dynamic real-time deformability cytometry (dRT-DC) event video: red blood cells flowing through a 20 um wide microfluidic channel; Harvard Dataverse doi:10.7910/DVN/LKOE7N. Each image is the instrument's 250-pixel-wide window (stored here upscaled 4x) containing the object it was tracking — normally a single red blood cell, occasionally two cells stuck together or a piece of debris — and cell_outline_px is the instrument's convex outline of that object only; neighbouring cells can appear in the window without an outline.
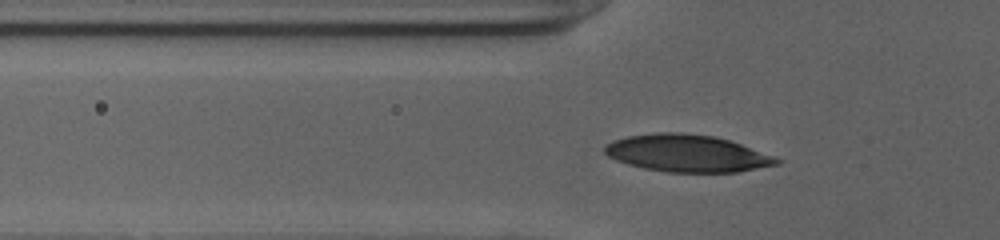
{"species": "human", "species_latin": "Homo sapiens", "temperature_condition": "cold", "stored_images_in_passage": 34, "camera_frame_rate_fps": 3000, "um_per_image_px": 0.085, "donor": {"sex": "female"}, "frame": {"image": 1, "passage_image": 4, "time_ms": 1.0, "image_size_px": [1000, 240], "cell_outline_px": [[780, 164], [740, 172], [668, 172], [644, 168], [628, 164], [616, 160], [608, 156], [604, 152], [604, 148], [608, 144], [616, 140], [628, 136], [656, 132], [680, 132], [716, 136], [740, 144], [772, 156], [780, 160]], "centroid_in_image_um": [58.4, 13.03], "position_along_channel_um": 67.4, "area_um2": 36.99}}
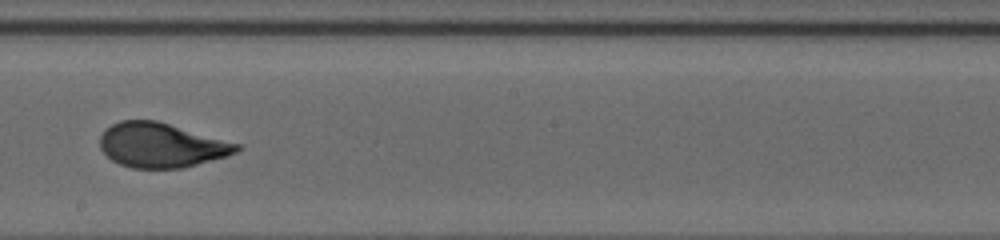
{"frame": {"image": 2, "passage_image": 17, "time_ms": 5.333, "image_size_px": [1000, 240], "cell_outline_px": [[244, 148], [236, 152], [224, 156], [196, 164], [180, 168], [132, 168], [120, 164], [112, 160], [100, 148], [100, 136], [104, 128], [120, 120], [156, 120], [240, 144]], "centroid_in_image_um": [13.67, 12.33], "position_along_channel_um": 234.5, "area_um2": 35.26}}
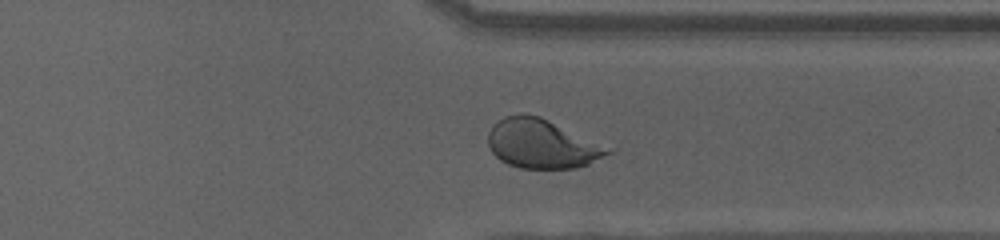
{"frame": {"image": 3, "passage_image": 27, "time_ms": 8.667, "image_size_px": [1000, 240], "cell_outline_px": [[616, 148], [612, 152], [588, 164], [576, 168], [520, 168], [508, 164], [500, 160], [492, 152], [488, 144], [488, 132], [492, 124], [504, 116], [540, 116]], "centroid_in_image_um": [46.12, 12.23], "position_along_channel_um": 365.3, "area_um2": 34.39}, "authors_computed_cell_mechanics": {"area_um2": 35.7204, "velocity_mm_per_s": 3.9185, "shape_relaxation_time_tau1_ms": 5.1954, "shape_relaxation_time_tau2_ms": null, "deformation_change_tau1": 0.1999, "deformation_change_tau2": null}}